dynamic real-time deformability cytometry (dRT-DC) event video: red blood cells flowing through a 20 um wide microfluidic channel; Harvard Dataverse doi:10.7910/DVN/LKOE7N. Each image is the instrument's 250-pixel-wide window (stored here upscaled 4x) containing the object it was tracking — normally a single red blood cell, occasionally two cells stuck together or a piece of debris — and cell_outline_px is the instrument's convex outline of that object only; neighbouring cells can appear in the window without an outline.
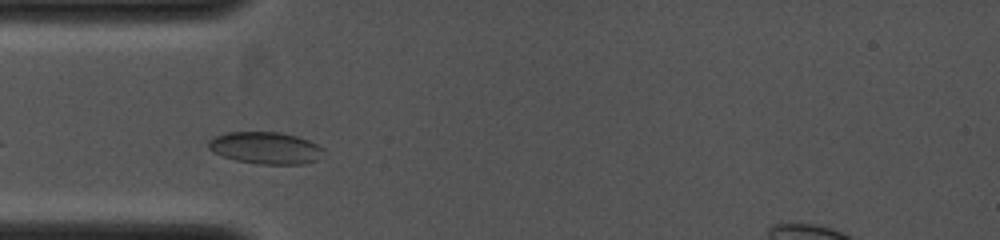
{"species": "common noctule bat (a hibernating species)", "species_latin": "Nyctalus noctula", "temperature_condition": "cold", "stored_images_in_passage": 15, "camera_frame_rate_fps": 4000, "um_per_image_px": 0.085, "animal": {"sex": "female", "body_mass_g": 19.0, "forearm_length_mm": 53.3}, "frame": {"image": 1, "passage_image": 1, "time_ms": 0.0, "image_size_px": [1000, 240], "cell_outline_px": [[324, 148], [316, 160], [304, 164], [260, 164], [236, 160], [224, 156], [208, 148], [208, 140], [224, 132], [280, 132], [296, 136], [308, 140]], "centroid_in_image_um": [22.56, 12.56], "position_along_channel_um": 62.4, "area_um2": 21.21}}
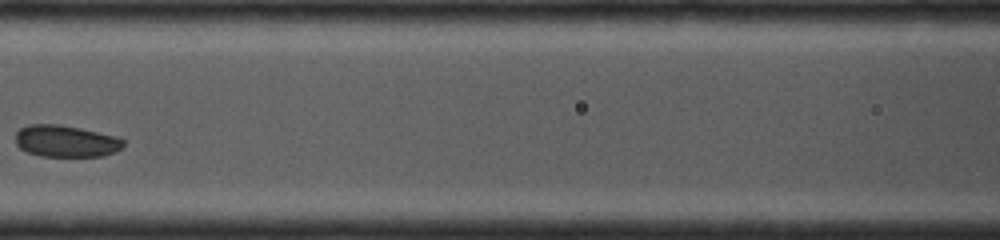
{"frame": {"image": 2, "passage_image": 5, "time_ms": 2.0, "image_size_px": [1000, 240], "cell_outline_px": [[124, 144], [116, 152], [104, 156], [40, 156], [28, 152], [20, 148], [16, 144], [16, 132], [20, 128], [28, 124], [60, 124], [80, 128], [116, 136], [124, 140]], "centroid_in_image_um": [5.59, 11.99], "position_along_channel_um": 161.0, "area_um2": 20.06}}
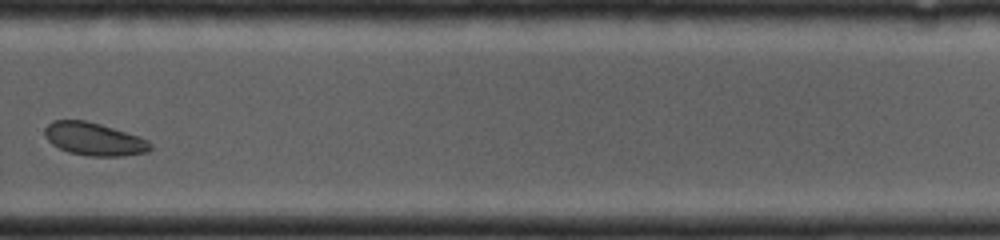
{"frame": {"image": 3, "passage_image": 12, "time_ms": 5.25, "image_size_px": [1000, 240], "cell_outline_px": [[152, 148], [148, 152], [124, 156], [88, 156], [68, 152], [52, 144], [44, 136], [44, 128], [52, 120], [84, 120], [100, 124], [140, 136], [148, 140], [152, 144]], "centroid_in_image_um": [8.01, 11.82], "position_along_channel_um": 321.8, "area_um2": 20.4}}